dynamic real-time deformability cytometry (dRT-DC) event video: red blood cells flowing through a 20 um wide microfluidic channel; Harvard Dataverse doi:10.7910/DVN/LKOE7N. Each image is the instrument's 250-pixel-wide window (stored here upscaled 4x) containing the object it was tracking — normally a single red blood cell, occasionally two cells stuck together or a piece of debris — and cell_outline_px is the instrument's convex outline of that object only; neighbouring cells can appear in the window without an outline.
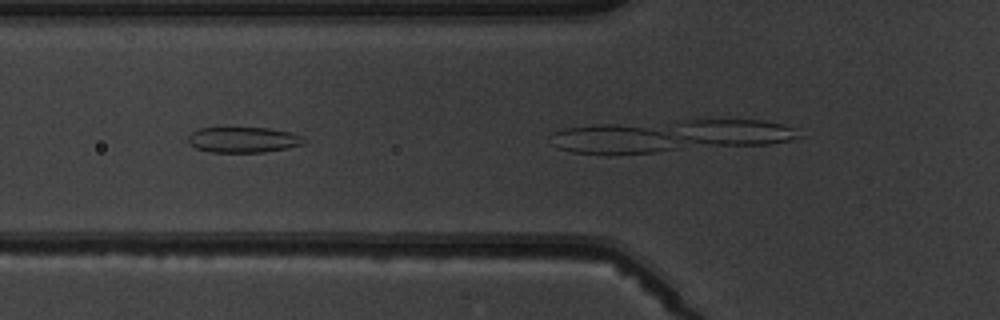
{"species": "common noctule bat (a hibernating species)", "species_latin": "Nyctalus noctula", "temperature_condition": "warm", "stored_images_in_passage": 7, "camera_frame_rate_fps": 3000, "um_per_image_px": 0.085, "animal": {"sex": "male", "body_mass_g": 19.5, "forearm_length_mm": 54.6}, "frame": {"image": 1, "passage_image": 5, "time_ms": 4.667, "image_size_px": [1000, 320], "cell_outline_px": [[304, 144], [288, 148], [264, 152], [208, 152], [196, 148], [188, 144], [188, 136], [192, 132], [200, 128], [268, 128], [288, 132], [300, 136], [304, 140]], "centroid_in_image_um": [20.63, 11.89], "position_along_channel_um": 105.2, "area_um2": 17.17}}
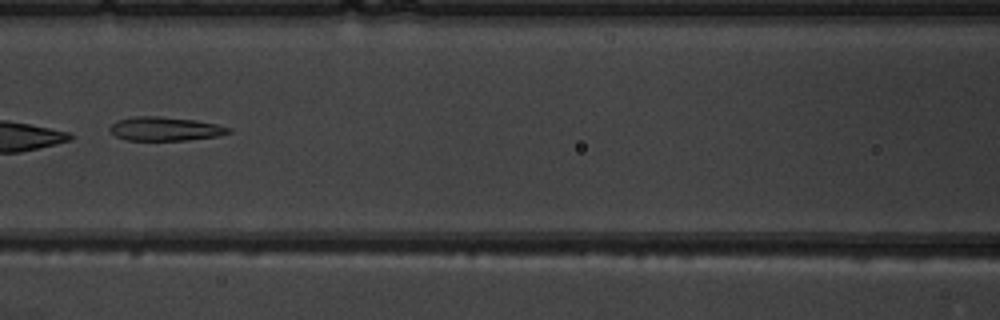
{"frame": {"image": 2, "passage_image": 7, "time_ms": 7.0, "image_size_px": [1000, 320], "cell_outline_px": [[232, 132], [220, 136], [188, 140], [128, 140], [116, 136], [108, 128], [116, 120], [132, 116], [160, 116], [196, 120], [216, 124], [232, 128]], "centroid_in_image_um": [14.06, 10.94], "position_along_channel_um": 152.5, "area_um2": 16.65}}